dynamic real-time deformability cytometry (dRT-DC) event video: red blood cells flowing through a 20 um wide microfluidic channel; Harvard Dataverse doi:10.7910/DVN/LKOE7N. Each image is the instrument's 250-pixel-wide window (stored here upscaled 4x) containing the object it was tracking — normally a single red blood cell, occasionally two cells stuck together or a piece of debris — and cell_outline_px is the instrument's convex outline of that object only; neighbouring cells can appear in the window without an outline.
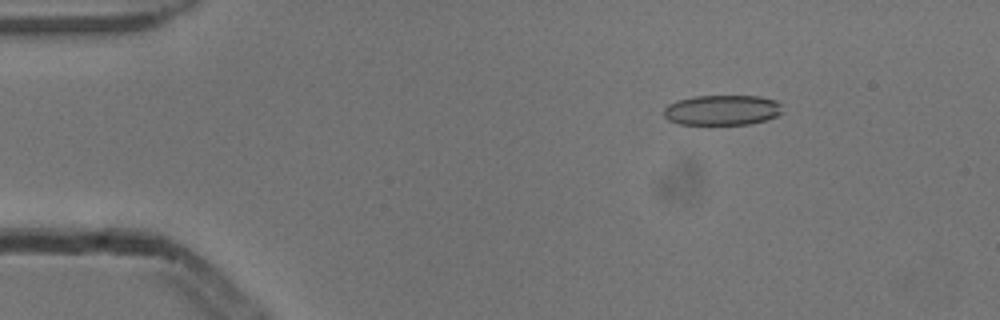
{"species": "common noctule bat (a hibernating species)", "species_latin": "Nyctalus noctula", "temperature_condition": "cold", "stored_images_in_passage": 6, "camera_frame_rate_fps": 3000, "um_per_image_px": 0.085, "animal": {"sex": "male", "body_mass_g": 13.3}, "frame": {"image": 1, "passage_image": 2, "time_ms": 0.333, "image_size_px": [1000, 320], "cell_outline_px": [[784, 112], [776, 116], [764, 120], [748, 124], [680, 124], [668, 120], [664, 116], [664, 108], [668, 104], [676, 100], [692, 96], [760, 96], [776, 100], [780, 104]], "centroid_in_image_um": [61.37, 9.35], "position_along_channel_um": 23.6, "area_um2": 20.98}}
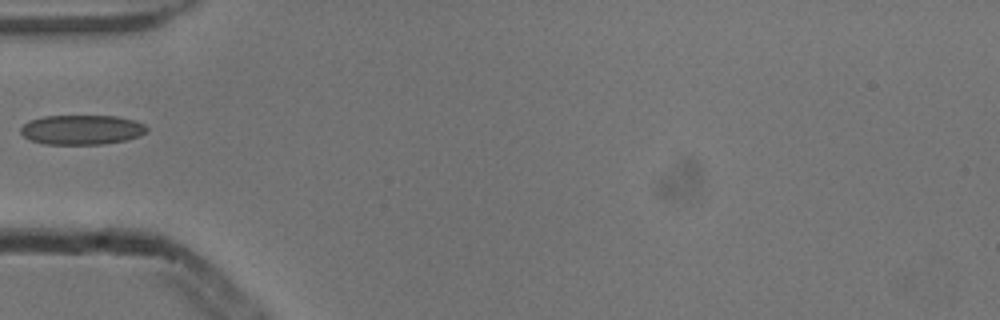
{"frame": {"image": 2, "passage_image": 5, "time_ms": 1.333, "image_size_px": [1000, 320], "cell_outline_px": [[148, 132], [140, 136], [124, 140], [100, 144], [44, 144], [32, 140], [24, 136], [20, 132], [20, 128], [28, 120], [44, 116], [116, 116], [136, 120], [144, 124], [148, 128]], "centroid_in_image_um": [6.97, 11.02], "position_along_channel_um": 78.0, "area_um2": 21.85}}
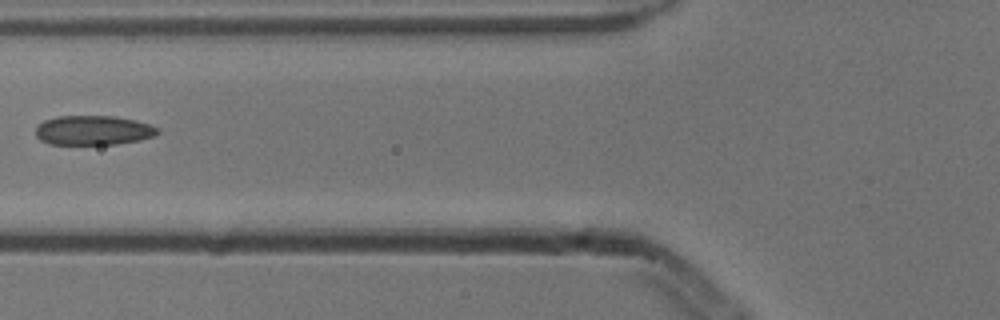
{"frame": {"image": 3, "passage_image": 6, "time_ms": 1.667, "image_size_px": [1000, 320], "cell_outline_px": [[160, 132], [156, 136], [140, 140], [116, 144], [48, 144], [40, 140], [36, 136], [36, 128], [44, 120], [56, 116], [116, 116], [136, 120], [160, 128]], "centroid_in_image_um": [7.96, 11.07], "position_along_channel_um": 117.8, "area_um2": 21.15}}